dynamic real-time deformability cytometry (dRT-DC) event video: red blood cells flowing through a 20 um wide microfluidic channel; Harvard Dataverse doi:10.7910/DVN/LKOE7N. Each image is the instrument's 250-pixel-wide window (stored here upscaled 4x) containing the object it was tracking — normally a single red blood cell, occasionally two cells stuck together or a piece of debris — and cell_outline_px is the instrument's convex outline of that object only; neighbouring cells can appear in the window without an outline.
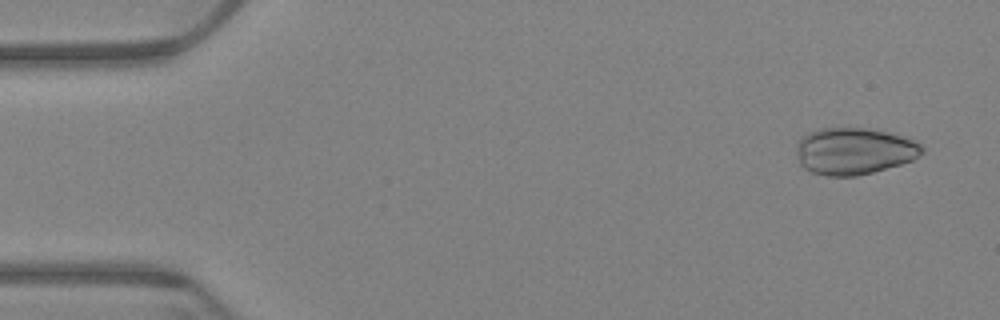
{"species": "Egyptian fruit bat (a non-hibernating species)", "species_latin": "Rousettus aegyptiacus", "temperature_condition": "warm", "stored_images_in_passage": 59, "camera_frame_rate_fps": 3000, "um_per_image_px": 0.085, "animal": {"sex": "female"}, "frame": {"image": 1, "passage_image": 3, "time_ms": 0.667, "image_size_px": [1000, 320], "cell_outline_px": [[924, 152], [912, 160], [900, 164], [872, 172], [856, 176], [828, 176], [812, 172], [804, 168], [800, 164], [796, 156], [796, 144], [800, 136], [808, 132], [820, 128], [864, 128], [888, 132], [912, 140], [920, 144], [924, 148]], "centroid_in_image_um": [72.54, 12.84], "position_along_channel_um": 12.5, "area_um2": 34.33}}
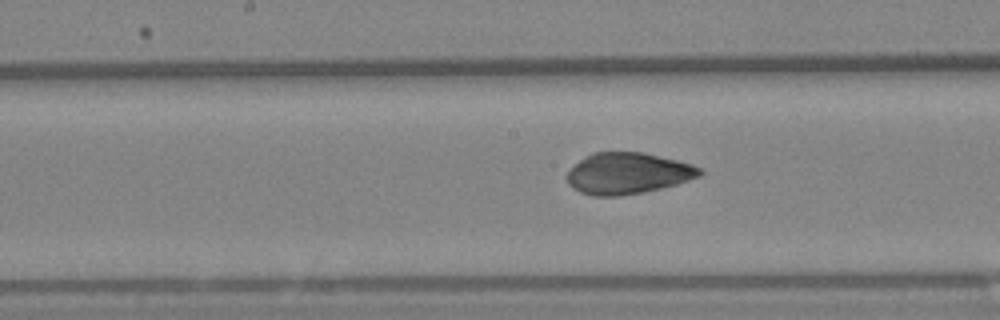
{"frame": {"image": 2, "passage_image": 30, "time_ms": 9.667, "image_size_px": [1000, 320], "cell_outline_px": [[704, 172], [700, 176], [676, 184], [644, 192], [616, 196], [592, 196], [580, 192], [572, 188], [568, 184], [564, 176], [584, 156], [592, 152], [644, 152], [692, 164], [700, 168]], "centroid_in_image_um": [53.33, 14.73], "position_along_channel_um": 194.9, "area_um2": 32.02}}
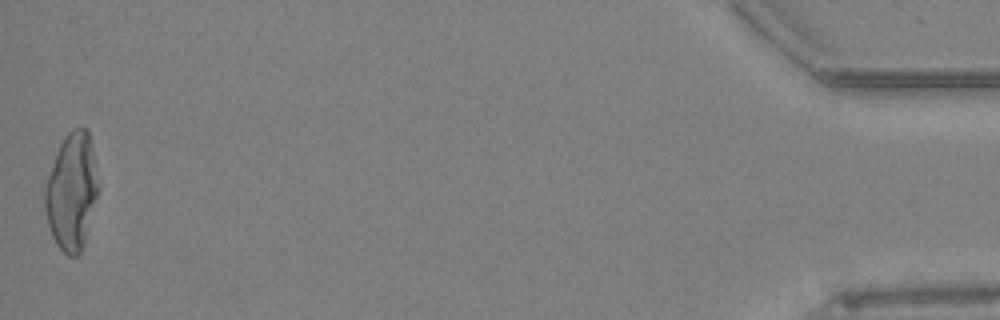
{"frame": {"image": 3, "passage_image": 59, "time_ms": 19.333, "image_size_px": [1000, 320], "cell_outline_px": [[100, 188], [84, 244], [80, 252], [76, 256], [68, 256], [56, 244], [52, 236], [48, 224], [44, 208], [44, 188], [48, 176], [60, 144], [64, 136], [72, 128], [80, 124], [88, 128], [92, 144], [100, 184]], "centroid_in_image_um": [6.12, 16.23], "position_along_channel_um": 429.1, "area_um2": 36.99}}